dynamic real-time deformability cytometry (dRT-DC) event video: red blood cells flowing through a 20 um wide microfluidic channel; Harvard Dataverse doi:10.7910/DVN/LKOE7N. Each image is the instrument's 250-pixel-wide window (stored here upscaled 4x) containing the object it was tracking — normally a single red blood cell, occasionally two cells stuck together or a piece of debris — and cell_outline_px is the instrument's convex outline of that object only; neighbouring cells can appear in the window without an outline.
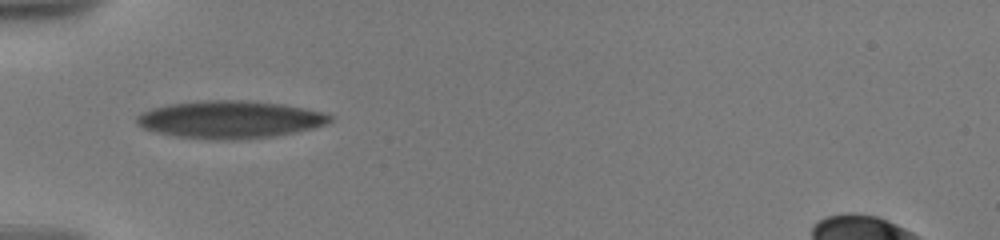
{"species": "human", "species_latin": "Homo sapiens", "temperature_condition": "warm", "stored_images_in_passage": 56, "camera_frame_rate_fps": 3000, "um_per_image_px": 0.085, "donor": {"sex": "male"}, "frame": {"image": 1, "passage_image": 1, "time_ms": 0.0, "image_size_px": [1000, 240], "cell_outline_px": [[332, 120], [324, 124], [312, 128], [296, 132], [272, 136], [236, 140], [220, 140], [176, 136], [156, 132], [144, 128], [136, 124], [136, 116], [140, 112], [152, 108], [168, 104], [208, 100], [248, 100], [284, 104], [324, 112], [332, 116]], "centroid_in_image_um": [19.53, 10.15], "position_along_channel_um": 65.5, "area_um2": 42.31}}
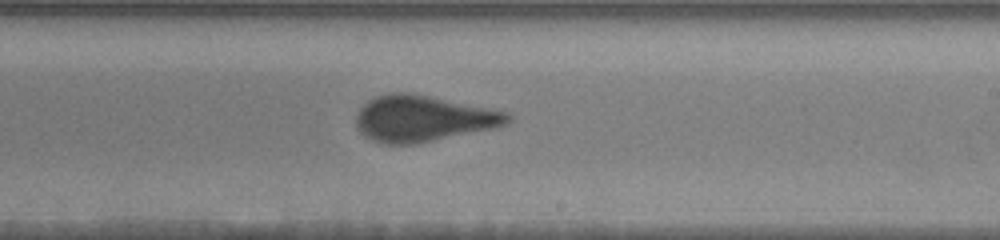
{"frame": {"image": 2, "passage_image": 25, "time_ms": 5.333, "image_size_px": [1000, 240], "cell_outline_px": [[512, 120], [508, 124], [496, 128], [416, 144], [380, 144], [364, 136], [356, 128], [356, 116], [360, 108], [368, 100], [376, 96], [392, 92], [408, 92], [508, 112], [512, 116]], "centroid_in_image_um": [35.95, 10.09], "position_along_channel_um": 253.0, "area_um2": 40.92}}
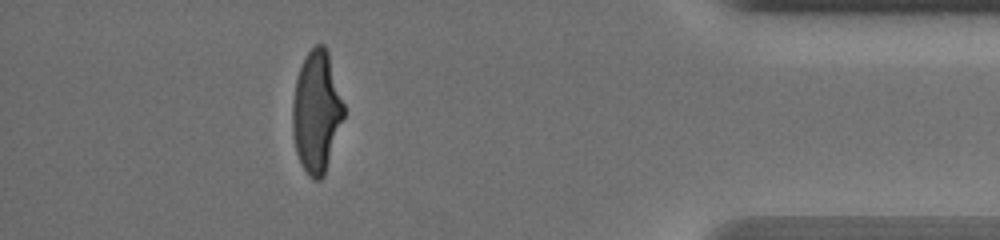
{"frame": {"image": 3, "passage_image": 48, "time_ms": 10.667, "image_size_px": [1000, 240], "cell_outline_px": [[344, 116], [324, 176], [320, 180], [312, 180], [308, 176], [296, 152], [292, 132], [292, 104], [296, 80], [304, 56], [316, 44], [324, 44], [328, 52], [344, 104]], "centroid_in_image_um": [26.9, 9.51], "position_along_channel_um": 408.3, "area_um2": 36.24}, "authors_computed_cell_mechanics": {"area_um2": 39.7086, "velocity_mm_per_s": 3.5863, "shape_relaxation_time_tau1_ms": 5.5528, "shape_relaxation_time_tau2_ms": null, "deformation_change_tau1": 0.2274, "deformation_change_tau2": null}}